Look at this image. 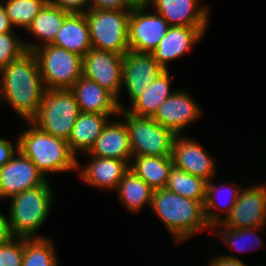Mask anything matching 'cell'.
<instances>
[{"instance_id":"obj_1","label":"cell","mask_w":266,"mask_h":266,"mask_svg":"<svg viewBox=\"0 0 266 266\" xmlns=\"http://www.w3.org/2000/svg\"><path fill=\"white\" fill-rule=\"evenodd\" d=\"M46 91L32 51H26L0 70V99L26 121L38 112Z\"/></svg>"},{"instance_id":"obj_2","label":"cell","mask_w":266,"mask_h":266,"mask_svg":"<svg viewBox=\"0 0 266 266\" xmlns=\"http://www.w3.org/2000/svg\"><path fill=\"white\" fill-rule=\"evenodd\" d=\"M150 208L178 243L195 236L202 229L212 228L206 220L202 202L165 188L153 191Z\"/></svg>"},{"instance_id":"obj_3","label":"cell","mask_w":266,"mask_h":266,"mask_svg":"<svg viewBox=\"0 0 266 266\" xmlns=\"http://www.w3.org/2000/svg\"><path fill=\"white\" fill-rule=\"evenodd\" d=\"M28 130L18 135L19 151L46 177L47 173L77 171V157L68 141L41 131L30 121Z\"/></svg>"},{"instance_id":"obj_4","label":"cell","mask_w":266,"mask_h":266,"mask_svg":"<svg viewBox=\"0 0 266 266\" xmlns=\"http://www.w3.org/2000/svg\"><path fill=\"white\" fill-rule=\"evenodd\" d=\"M48 180L42 185L25 190L10 198L9 224L15 237L35 238L36 232L46 222L53 203Z\"/></svg>"},{"instance_id":"obj_5","label":"cell","mask_w":266,"mask_h":266,"mask_svg":"<svg viewBox=\"0 0 266 266\" xmlns=\"http://www.w3.org/2000/svg\"><path fill=\"white\" fill-rule=\"evenodd\" d=\"M80 113L70 89L46 90L41 106L30 122L41 131L68 141Z\"/></svg>"},{"instance_id":"obj_6","label":"cell","mask_w":266,"mask_h":266,"mask_svg":"<svg viewBox=\"0 0 266 266\" xmlns=\"http://www.w3.org/2000/svg\"><path fill=\"white\" fill-rule=\"evenodd\" d=\"M131 9L89 8L85 17L89 25L91 46L94 49L126 54L128 46V19Z\"/></svg>"},{"instance_id":"obj_7","label":"cell","mask_w":266,"mask_h":266,"mask_svg":"<svg viewBox=\"0 0 266 266\" xmlns=\"http://www.w3.org/2000/svg\"><path fill=\"white\" fill-rule=\"evenodd\" d=\"M46 90L70 89L83 76V57L53 44L32 51Z\"/></svg>"},{"instance_id":"obj_8","label":"cell","mask_w":266,"mask_h":266,"mask_svg":"<svg viewBox=\"0 0 266 266\" xmlns=\"http://www.w3.org/2000/svg\"><path fill=\"white\" fill-rule=\"evenodd\" d=\"M128 130L133 156H171L176 135L152 117H138L119 110Z\"/></svg>"},{"instance_id":"obj_9","label":"cell","mask_w":266,"mask_h":266,"mask_svg":"<svg viewBox=\"0 0 266 266\" xmlns=\"http://www.w3.org/2000/svg\"><path fill=\"white\" fill-rule=\"evenodd\" d=\"M123 55L91 48L83 56V76L97 82L116 99L119 110L126 109L119 95L122 88Z\"/></svg>"},{"instance_id":"obj_10","label":"cell","mask_w":266,"mask_h":266,"mask_svg":"<svg viewBox=\"0 0 266 266\" xmlns=\"http://www.w3.org/2000/svg\"><path fill=\"white\" fill-rule=\"evenodd\" d=\"M147 8H131L128 19V46L139 53H152L170 28L159 14L144 12Z\"/></svg>"},{"instance_id":"obj_11","label":"cell","mask_w":266,"mask_h":266,"mask_svg":"<svg viewBox=\"0 0 266 266\" xmlns=\"http://www.w3.org/2000/svg\"><path fill=\"white\" fill-rule=\"evenodd\" d=\"M241 189L232 211L220 222L227 228H264L266 223V184Z\"/></svg>"},{"instance_id":"obj_12","label":"cell","mask_w":266,"mask_h":266,"mask_svg":"<svg viewBox=\"0 0 266 266\" xmlns=\"http://www.w3.org/2000/svg\"><path fill=\"white\" fill-rule=\"evenodd\" d=\"M47 178L20 151L0 168V199L11 198L42 185Z\"/></svg>"},{"instance_id":"obj_13","label":"cell","mask_w":266,"mask_h":266,"mask_svg":"<svg viewBox=\"0 0 266 266\" xmlns=\"http://www.w3.org/2000/svg\"><path fill=\"white\" fill-rule=\"evenodd\" d=\"M164 69L152 53L129 50L123 55L122 88L126 87L131 103L157 78Z\"/></svg>"},{"instance_id":"obj_14","label":"cell","mask_w":266,"mask_h":266,"mask_svg":"<svg viewBox=\"0 0 266 266\" xmlns=\"http://www.w3.org/2000/svg\"><path fill=\"white\" fill-rule=\"evenodd\" d=\"M173 165L206 181L216 176V160L194 139L176 135L172 144Z\"/></svg>"},{"instance_id":"obj_15","label":"cell","mask_w":266,"mask_h":266,"mask_svg":"<svg viewBox=\"0 0 266 266\" xmlns=\"http://www.w3.org/2000/svg\"><path fill=\"white\" fill-rule=\"evenodd\" d=\"M200 111L189 93L175 91L159 106L152 118L175 135H183L186 126L201 116Z\"/></svg>"},{"instance_id":"obj_16","label":"cell","mask_w":266,"mask_h":266,"mask_svg":"<svg viewBox=\"0 0 266 266\" xmlns=\"http://www.w3.org/2000/svg\"><path fill=\"white\" fill-rule=\"evenodd\" d=\"M207 27L170 26L165 36L152 52L154 59L167 70L168 62L182 57L191 51L206 33Z\"/></svg>"},{"instance_id":"obj_17","label":"cell","mask_w":266,"mask_h":266,"mask_svg":"<svg viewBox=\"0 0 266 266\" xmlns=\"http://www.w3.org/2000/svg\"><path fill=\"white\" fill-rule=\"evenodd\" d=\"M199 0H153L152 5L170 26L208 27L209 8Z\"/></svg>"},{"instance_id":"obj_18","label":"cell","mask_w":266,"mask_h":266,"mask_svg":"<svg viewBox=\"0 0 266 266\" xmlns=\"http://www.w3.org/2000/svg\"><path fill=\"white\" fill-rule=\"evenodd\" d=\"M86 154L123 160L130 166L133 155L125 123L121 120L117 122L109 120Z\"/></svg>"},{"instance_id":"obj_19","label":"cell","mask_w":266,"mask_h":266,"mask_svg":"<svg viewBox=\"0 0 266 266\" xmlns=\"http://www.w3.org/2000/svg\"><path fill=\"white\" fill-rule=\"evenodd\" d=\"M83 113L119 115L117 99L97 82L81 76L70 88Z\"/></svg>"},{"instance_id":"obj_20","label":"cell","mask_w":266,"mask_h":266,"mask_svg":"<svg viewBox=\"0 0 266 266\" xmlns=\"http://www.w3.org/2000/svg\"><path fill=\"white\" fill-rule=\"evenodd\" d=\"M90 158L89 163L80 168V163L77 162V171L80 178L85 183L98 189H115L116 191L123 175L129 170V165L123 160L114 158L96 156Z\"/></svg>"},{"instance_id":"obj_21","label":"cell","mask_w":266,"mask_h":266,"mask_svg":"<svg viewBox=\"0 0 266 266\" xmlns=\"http://www.w3.org/2000/svg\"><path fill=\"white\" fill-rule=\"evenodd\" d=\"M69 14L70 12L60 9L47 1L26 29L30 35L40 41L38 44L33 41H24L26 50L34 51L41 46L52 44Z\"/></svg>"},{"instance_id":"obj_22","label":"cell","mask_w":266,"mask_h":266,"mask_svg":"<svg viewBox=\"0 0 266 266\" xmlns=\"http://www.w3.org/2000/svg\"><path fill=\"white\" fill-rule=\"evenodd\" d=\"M52 44L83 57L92 48L85 13H70Z\"/></svg>"},{"instance_id":"obj_23","label":"cell","mask_w":266,"mask_h":266,"mask_svg":"<svg viewBox=\"0 0 266 266\" xmlns=\"http://www.w3.org/2000/svg\"><path fill=\"white\" fill-rule=\"evenodd\" d=\"M112 115H101L81 112L69 136L68 144L71 152L76 156L78 152L88 153L103 127Z\"/></svg>"},{"instance_id":"obj_24","label":"cell","mask_w":266,"mask_h":266,"mask_svg":"<svg viewBox=\"0 0 266 266\" xmlns=\"http://www.w3.org/2000/svg\"><path fill=\"white\" fill-rule=\"evenodd\" d=\"M170 80L169 70L162 71L125 110L138 117H153L159 106L175 92L171 91Z\"/></svg>"},{"instance_id":"obj_25","label":"cell","mask_w":266,"mask_h":266,"mask_svg":"<svg viewBox=\"0 0 266 266\" xmlns=\"http://www.w3.org/2000/svg\"><path fill=\"white\" fill-rule=\"evenodd\" d=\"M172 166L171 156H133L129 169L153 190H158L165 188Z\"/></svg>"},{"instance_id":"obj_26","label":"cell","mask_w":266,"mask_h":266,"mask_svg":"<svg viewBox=\"0 0 266 266\" xmlns=\"http://www.w3.org/2000/svg\"><path fill=\"white\" fill-rule=\"evenodd\" d=\"M153 189L131 169L120 180L116 192L128 211L138 212L145 204L151 206Z\"/></svg>"},{"instance_id":"obj_27","label":"cell","mask_w":266,"mask_h":266,"mask_svg":"<svg viewBox=\"0 0 266 266\" xmlns=\"http://www.w3.org/2000/svg\"><path fill=\"white\" fill-rule=\"evenodd\" d=\"M207 181L172 166L165 189L204 204Z\"/></svg>"},{"instance_id":"obj_28","label":"cell","mask_w":266,"mask_h":266,"mask_svg":"<svg viewBox=\"0 0 266 266\" xmlns=\"http://www.w3.org/2000/svg\"><path fill=\"white\" fill-rule=\"evenodd\" d=\"M225 186H227V184L226 185L225 184H220V186H218L217 184H213L212 183V179L209 180V181H207V183H206V192H205V201H204V212H205L206 220H207V222L210 224V226L212 228L217 223H220L224 219V216L226 217L232 211V208L235 206L236 201L238 200L239 193L241 191L240 187H237V188L235 187L232 190H231L232 186L231 187L230 186L227 187L226 190H228V191L231 190V191L228 192V193H230L229 195H227L229 197L224 196V198L227 197L229 199H226L228 201H226L227 203L223 207V206H220L218 204L219 201L217 202L216 201V198H217V194L219 193L218 191H220L219 194H221V192H223V190L225 189ZM226 190H224L223 193H225ZM221 198H223V197H221ZM220 212H223V214H220Z\"/></svg>"},{"instance_id":"obj_29","label":"cell","mask_w":266,"mask_h":266,"mask_svg":"<svg viewBox=\"0 0 266 266\" xmlns=\"http://www.w3.org/2000/svg\"><path fill=\"white\" fill-rule=\"evenodd\" d=\"M52 239L47 237H24L22 266H58Z\"/></svg>"},{"instance_id":"obj_30","label":"cell","mask_w":266,"mask_h":266,"mask_svg":"<svg viewBox=\"0 0 266 266\" xmlns=\"http://www.w3.org/2000/svg\"><path fill=\"white\" fill-rule=\"evenodd\" d=\"M48 0H6L3 7L13 27L27 29Z\"/></svg>"},{"instance_id":"obj_31","label":"cell","mask_w":266,"mask_h":266,"mask_svg":"<svg viewBox=\"0 0 266 266\" xmlns=\"http://www.w3.org/2000/svg\"><path fill=\"white\" fill-rule=\"evenodd\" d=\"M219 226L221 229L219 231H215V227ZM214 231L216 234L218 233L219 237H221V241L225 243L229 248H232L233 250L237 251H246V249H253L258 248V246H261V238L256 235L258 228H245V229H235V228H227L223 226L221 223H217L213 226ZM255 245V246H254ZM247 247V248H246Z\"/></svg>"},{"instance_id":"obj_32","label":"cell","mask_w":266,"mask_h":266,"mask_svg":"<svg viewBox=\"0 0 266 266\" xmlns=\"http://www.w3.org/2000/svg\"><path fill=\"white\" fill-rule=\"evenodd\" d=\"M27 50L24 41L18 38L14 32L0 34V70L11 61L20 57Z\"/></svg>"},{"instance_id":"obj_33","label":"cell","mask_w":266,"mask_h":266,"mask_svg":"<svg viewBox=\"0 0 266 266\" xmlns=\"http://www.w3.org/2000/svg\"><path fill=\"white\" fill-rule=\"evenodd\" d=\"M23 255L24 237H14L0 245V266H22Z\"/></svg>"},{"instance_id":"obj_34","label":"cell","mask_w":266,"mask_h":266,"mask_svg":"<svg viewBox=\"0 0 266 266\" xmlns=\"http://www.w3.org/2000/svg\"><path fill=\"white\" fill-rule=\"evenodd\" d=\"M48 2L70 13H85L90 8V0H48Z\"/></svg>"},{"instance_id":"obj_35","label":"cell","mask_w":266,"mask_h":266,"mask_svg":"<svg viewBox=\"0 0 266 266\" xmlns=\"http://www.w3.org/2000/svg\"><path fill=\"white\" fill-rule=\"evenodd\" d=\"M10 140L0 138V168L8 163L15 154L19 151V139L16 141V146H13Z\"/></svg>"},{"instance_id":"obj_36","label":"cell","mask_w":266,"mask_h":266,"mask_svg":"<svg viewBox=\"0 0 266 266\" xmlns=\"http://www.w3.org/2000/svg\"><path fill=\"white\" fill-rule=\"evenodd\" d=\"M90 8L95 9H131L125 0H90Z\"/></svg>"},{"instance_id":"obj_37","label":"cell","mask_w":266,"mask_h":266,"mask_svg":"<svg viewBox=\"0 0 266 266\" xmlns=\"http://www.w3.org/2000/svg\"><path fill=\"white\" fill-rule=\"evenodd\" d=\"M208 266H247L239 257L232 255H216L212 258Z\"/></svg>"},{"instance_id":"obj_38","label":"cell","mask_w":266,"mask_h":266,"mask_svg":"<svg viewBox=\"0 0 266 266\" xmlns=\"http://www.w3.org/2000/svg\"><path fill=\"white\" fill-rule=\"evenodd\" d=\"M14 237L8 217L0 212V245L10 242Z\"/></svg>"},{"instance_id":"obj_39","label":"cell","mask_w":266,"mask_h":266,"mask_svg":"<svg viewBox=\"0 0 266 266\" xmlns=\"http://www.w3.org/2000/svg\"><path fill=\"white\" fill-rule=\"evenodd\" d=\"M14 27L10 22L3 3L0 2V34L7 32H14Z\"/></svg>"},{"instance_id":"obj_40","label":"cell","mask_w":266,"mask_h":266,"mask_svg":"<svg viewBox=\"0 0 266 266\" xmlns=\"http://www.w3.org/2000/svg\"><path fill=\"white\" fill-rule=\"evenodd\" d=\"M152 1L153 0H125L130 8H147L149 4H152Z\"/></svg>"}]
</instances>
